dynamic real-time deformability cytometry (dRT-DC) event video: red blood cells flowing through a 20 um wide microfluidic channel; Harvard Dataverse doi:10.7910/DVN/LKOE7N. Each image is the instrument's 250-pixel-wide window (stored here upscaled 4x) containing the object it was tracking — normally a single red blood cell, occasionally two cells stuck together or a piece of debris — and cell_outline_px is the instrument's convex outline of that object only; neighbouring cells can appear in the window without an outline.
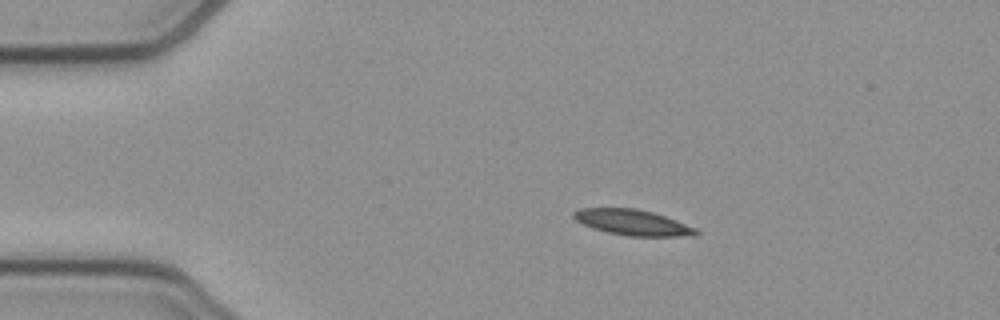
{"species": "common noctule bat (a hibernating species)", "species_latin": "Nyctalus noctula", "temperature_condition": "cold", "stored_images_in_passage": 44, "camera_frame_rate_fps": 3000, "um_per_image_px": 0.085, "animal": {"sex": "female", "body_mass_g": 21.9}, "frame": {"image": 1, "passage_image": 1, "time_ms": 0.0, "image_size_px": [1000, 320], "cell_outline_px": [[700, 232], [692, 236], [628, 236], [608, 232], [592, 228], [576, 220], [572, 216], [572, 212], [580, 208], [636, 208], [652, 212], [676, 220], [696, 228]], "centroid_in_image_um": [53.76, 18.9], "position_along_channel_um": 31.2, "area_um2": 18.21}}
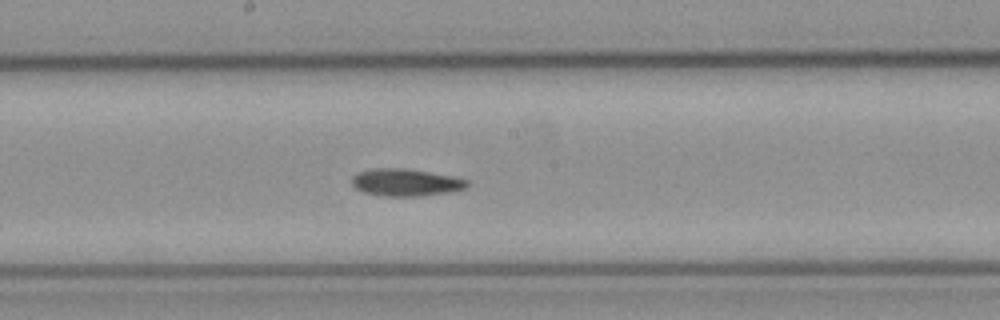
{"frame": {"image": 2, "passage_image": 19, "time_ms": 6.0, "image_size_px": [1000, 320], "cell_outline_px": [[468, 184], [464, 188], [452, 192], [420, 196], [384, 196], [364, 192], [356, 188], [352, 184], [352, 176], [356, 172], [372, 168], [404, 168], [452, 176], [468, 180]], "centroid_in_image_um": [34.46, 15.5], "position_along_channel_um": 213.7, "area_um2": 18.32}}
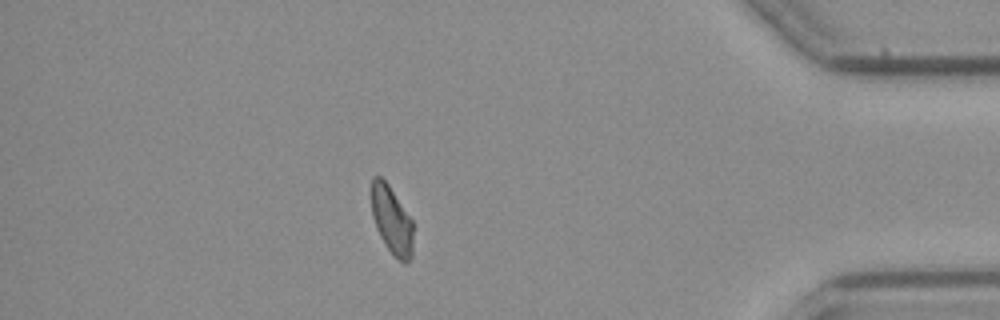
{"frame": {"image": 3, "passage_image": 37, "time_ms": 12.0, "image_size_px": [1000, 320], "cell_outline_px": [[412, 256], [404, 264], [384, 244], [376, 228], [372, 216], [372, 176], [380, 176], [388, 184], [412, 220]], "centroid_in_image_um": [33.28, 18.7], "position_along_channel_um": 401.9, "area_um2": 16.18}}